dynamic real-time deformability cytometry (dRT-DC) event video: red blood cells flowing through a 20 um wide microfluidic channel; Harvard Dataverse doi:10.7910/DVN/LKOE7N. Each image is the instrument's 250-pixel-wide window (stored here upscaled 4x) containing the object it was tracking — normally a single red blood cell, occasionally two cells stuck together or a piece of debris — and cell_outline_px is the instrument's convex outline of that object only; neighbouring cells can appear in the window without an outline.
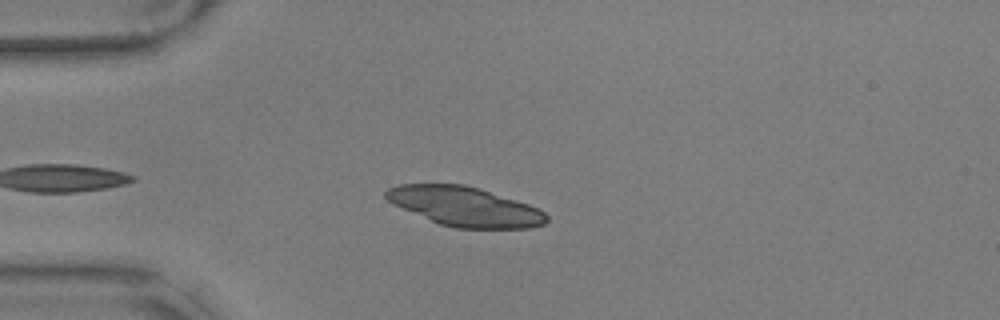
{"species": "common noctule bat (a hibernating species)", "species_latin": "Nyctalus noctula", "temperature_condition": "warm", "stored_images_in_passage": 39, "camera_frame_rate_fps": 3000, "um_per_image_px": 0.085, "animal": {"sex": "male", "body_mass_g": 17.9, "forearm_length_mm": 54.2}, "frame": {"image": 1, "passage_image": 8, "time_ms": 2.333, "image_size_px": [1000, 320], "cell_outline_px": [[548, 220], [544, 224], [528, 228], [456, 228], [440, 224], [392, 204], [384, 196], [384, 192], [388, 188], [400, 184], [464, 184], [480, 188], [540, 208], [548, 216]], "centroid_in_image_um": [39.52, 17.55], "position_along_channel_um": 45.5, "area_um2": 36.76}}